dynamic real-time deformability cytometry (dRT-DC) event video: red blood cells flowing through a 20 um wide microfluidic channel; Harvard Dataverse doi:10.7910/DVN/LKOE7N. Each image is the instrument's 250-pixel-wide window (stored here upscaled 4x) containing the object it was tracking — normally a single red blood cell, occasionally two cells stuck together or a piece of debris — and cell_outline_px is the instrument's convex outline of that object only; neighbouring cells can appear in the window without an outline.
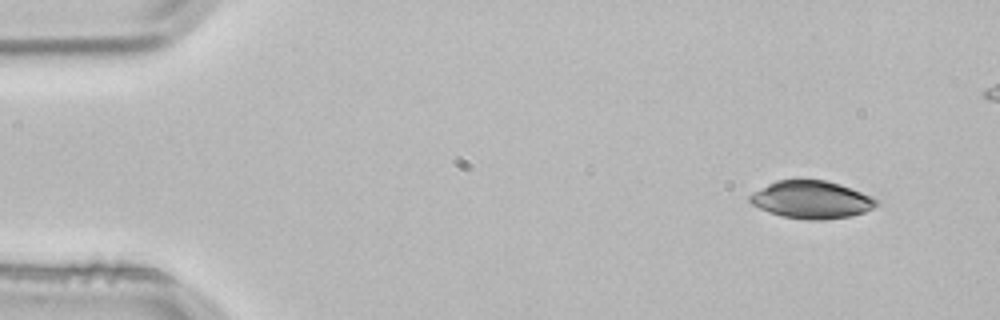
{"species": "common noctule bat (a hibernating species)", "species_latin": "Nyctalus noctula", "temperature_condition": "room temperature", "stored_images_in_passage": 4, "segment_of_instrument_passage": [2, 2], "camera_frame_rate_fps": 3000, "um_per_image_px": 0.085, "animal": {"sex": "male", "body_mass_g": 21.5, "forearm_length_mm": 52.0}, "frame": {"image": 1, "passage_image": 4, "time_ms": 1.0, "image_size_px": [1000, 320], "cell_outline_px": [[880, 204], [864, 212], [848, 216], [824, 220], [808, 220], [784, 216], [768, 212], [752, 204], [748, 200], [748, 196], [752, 192], [776, 180], [824, 180], [840, 184], [872, 196], [880, 200]], "centroid_in_image_um": [68.98, 16.97], "position_along_channel_um": 16.0, "area_um2": 27.74}}